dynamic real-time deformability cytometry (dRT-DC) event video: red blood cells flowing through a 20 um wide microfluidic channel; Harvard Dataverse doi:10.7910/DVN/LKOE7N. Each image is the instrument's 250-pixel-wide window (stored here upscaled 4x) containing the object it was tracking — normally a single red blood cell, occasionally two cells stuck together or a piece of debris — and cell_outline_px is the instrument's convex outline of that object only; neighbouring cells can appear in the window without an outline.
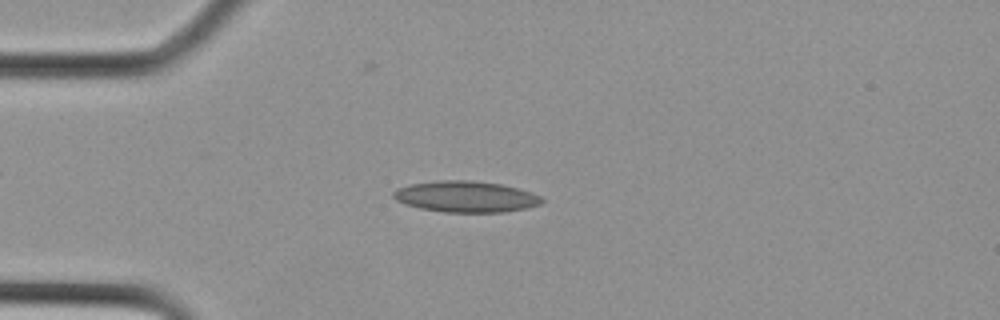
{"species": "Egyptian fruit bat (a non-hibernating species)", "species_latin": "Rousettus aegyptiacus", "temperature_condition": "cold", "stored_images_in_passage": 15, "camera_frame_rate_fps": 3000, "um_per_image_px": 0.085, "animal": {"sex": "female"}, "frame": {"image": 1, "passage_image": 3, "time_ms": 0.667, "image_size_px": [1000, 320], "cell_outline_px": [[544, 200], [540, 204], [524, 208], [504, 212], [444, 212], [420, 208], [396, 200], [392, 196], [392, 192], [396, 188], [412, 184], [440, 180], [468, 180], [500, 184], [532, 192], [540, 196]], "centroid_in_image_um": [39.58, 16.71], "position_along_channel_um": 45.4, "area_um2": 26.7}}
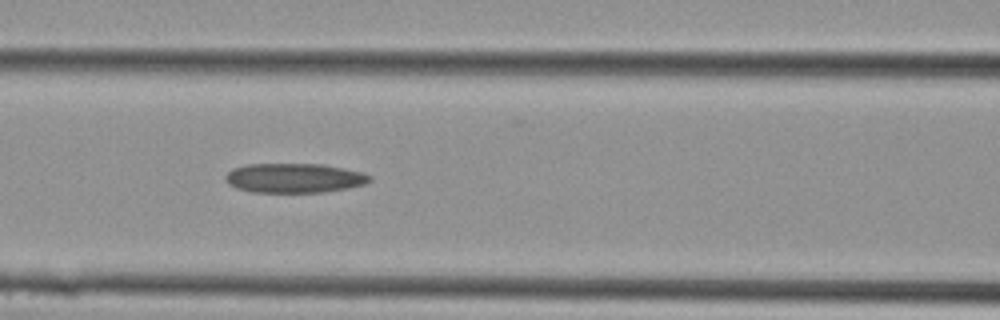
{"frame": {"image": 2, "passage_image": 8, "time_ms": 2.333, "image_size_px": [1000, 320], "cell_outline_px": [[372, 180], [364, 184], [348, 188], [324, 192], [252, 192], [236, 188], [228, 184], [224, 180], [224, 176], [232, 168], [248, 164], [320, 164], [344, 168], [360, 172], [372, 176]], "centroid_in_image_um": [24.98, 15.13], "position_along_channel_um": 141.6, "area_um2": 24.85}}
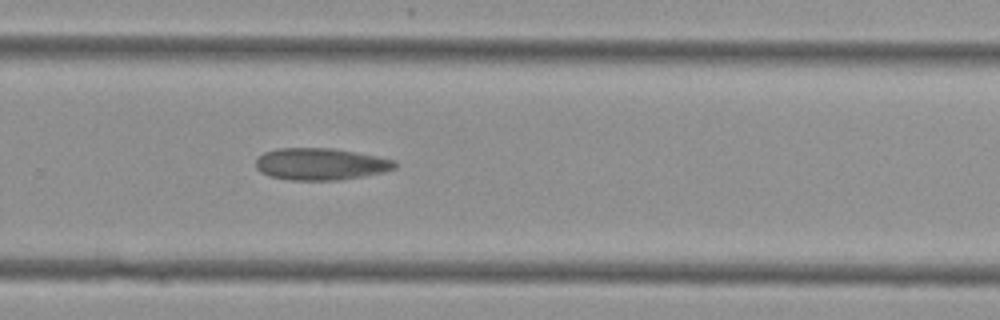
{"frame": {"image": 3, "passage_image": 15, "time_ms": 4.667, "image_size_px": [1000, 320], "cell_outline_px": [[400, 164], [396, 168], [384, 172], [364, 176], [340, 180], [288, 180], [268, 176], [260, 172], [256, 168], [256, 160], [264, 152], [276, 148], [332, 148], [376, 156], [396, 160]], "centroid_in_image_um": [27.27, 13.95], "position_along_channel_um": 302.5, "area_um2": 26.13}}